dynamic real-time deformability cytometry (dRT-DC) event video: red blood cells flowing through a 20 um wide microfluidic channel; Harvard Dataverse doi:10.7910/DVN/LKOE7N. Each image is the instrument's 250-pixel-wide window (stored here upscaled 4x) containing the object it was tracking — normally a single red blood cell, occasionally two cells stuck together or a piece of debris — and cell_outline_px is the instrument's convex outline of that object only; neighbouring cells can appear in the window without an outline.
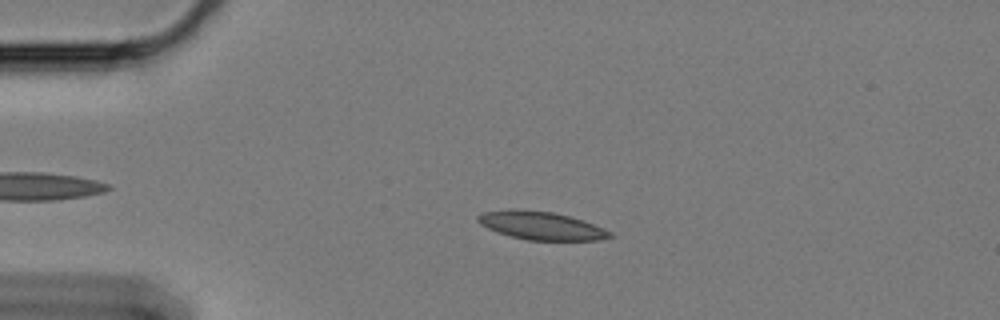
{"species": "Egyptian fruit bat (a non-hibernating species)", "species_latin": "Rousettus aegyptiacus", "temperature_condition": "cold", "stored_images_in_passage": 59, "camera_frame_rate_fps": 3000, "um_per_image_px": 0.085, "animal": {"sex": "female"}, "frame": {"image": 1, "passage_image": 13, "time_ms": 4.0, "image_size_px": [1000, 320], "cell_outline_px": [[616, 236], [596, 240], [528, 240], [496, 232], [480, 224], [476, 220], [476, 216], [484, 212], [552, 212], [568, 216], [604, 228], [612, 232]], "centroid_in_image_um": [46.07, 19.23], "position_along_channel_um": 38.9, "area_um2": 20.58}}
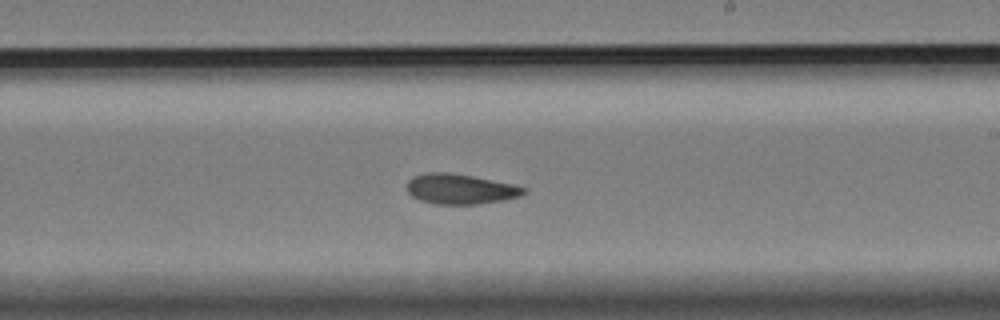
{"frame": {"image": 2, "passage_image": 35, "time_ms": 11.333, "image_size_px": [1000, 320], "cell_outline_px": [[528, 188], [520, 196], [504, 200], [476, 204], [436, 204], [420, 200], [412, 196], [408, 192], [408, 180], [412, 176], [428, 172], [448, 172], [472, 176], [512, 184]], "centroid_in_image_um": [39.11, 16.06], "position_along_channel_um": 249.9, "area_um2": 20.4}}
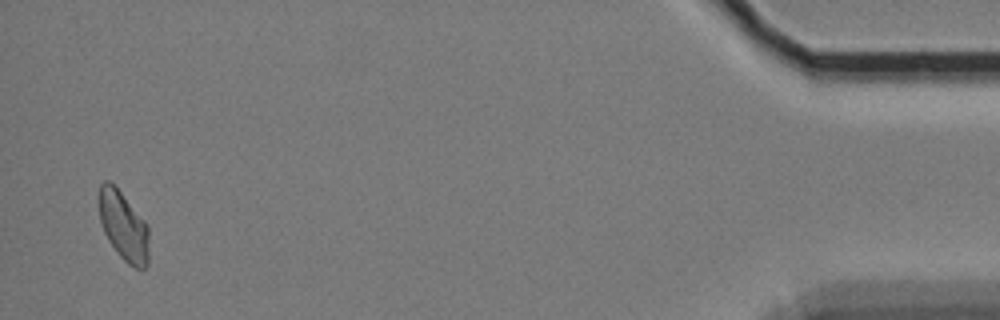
{"frame": {"image": 3, "passage_image": 58, "time_ms": 19.0, "image_size_px": [1000, 320], "cell_outline_px": [[148, 264], [144, 268], [136, 268], [128, 264], [116, 252], [108, 240], [104, 232], [100, 220], [100, 184], [104, 180], [108, 180], [120, 192], [148, 224]], "centroid_in_image_um": [10.51, 19.25], "position_along_channel_um": 424.7, "area_um2": 19.83}, "authors_computed_cell_mechanics": {"area_um2": 20.8658, "velocity_mm_per_s": 3.3198, "shape_relaxation_time_tau1_ms": null, "shape_relaxation_time_tau2_ms": 8.1896, "deformation_change_tau1": null, "deformation_change_tau2": 0.1183}}